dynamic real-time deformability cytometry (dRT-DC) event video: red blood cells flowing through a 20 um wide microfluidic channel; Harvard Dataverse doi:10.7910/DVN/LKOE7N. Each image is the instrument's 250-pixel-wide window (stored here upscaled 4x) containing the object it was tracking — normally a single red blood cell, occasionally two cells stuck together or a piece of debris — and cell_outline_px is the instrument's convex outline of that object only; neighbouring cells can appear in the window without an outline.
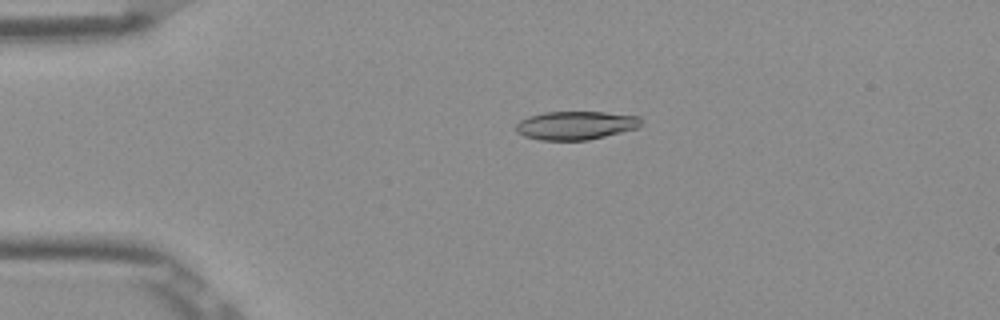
{"species": "Egyptian fruit bat (a non-hibernating species)", "species_latin": "Rousettus aegyptiacus", "temperature_condition": "room temperature", "stored_images_in_passage": 50, "camera_frame_rate_fps": 3000, "um_per_image_px": 0.085, "frame": {"image": 1, "passage_image": 9, "time_ms": 2.667, "image_size_px": [1000, 320], "cell_outline_px": [[640, 128], [588, 140], [540, 140], [524, 136], [516, 132], [516, 124], [520, 120], [528, 116], [544, 112], [604, 112], [640, 116]], "centroid_in_image_um": [48.93, 10.66], "position_along_channel_um": 36.1, "area_um2": 20.87}}
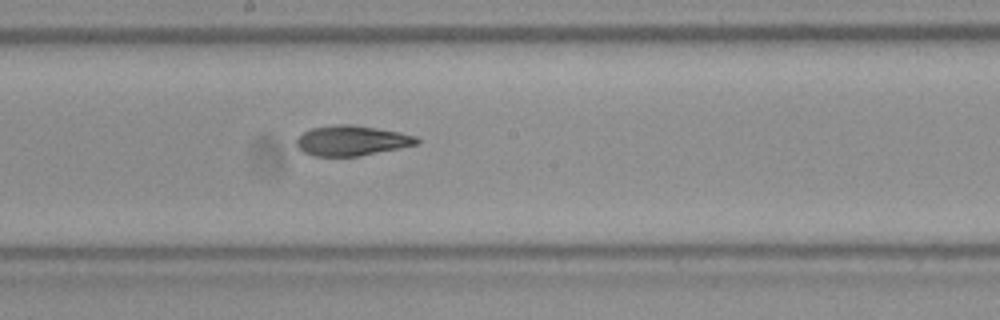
{"frame": {"image": 2, "passage_image": 26, "time_ms": 8.333, "image_size_px": [1000, 320], "cell_outline_px": [[420, 144], [360, 156], [312, 156], [304, 152], [296, 144], [296, 140], [304, 132], [312, 128], [336, 124], [352, 124], [400, 132], [416, 136], [420, 140]], "centroid_in_image_um": [29.93, 11.95], "position_along_channel_um": 218.3, "area_um2": 21.15}}
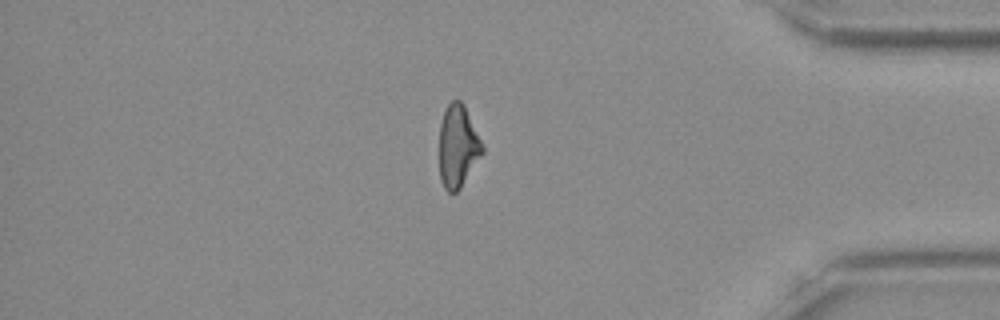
{"frame": {"image": 3, "passage_image": 42, "time_ms": 13.667, "image_size_px": [1000, 320], "cell_outline_px": [[484, 152], [460, 188], [456, 192], [448, 192], [444, 188], [440, 180], [440, 124], [444, 112], [448, 104], [452, 100], [460, 100], [464, 104], [484, 148]], "centroid_in_image_um": [38.91, 12.44], "position_along_channel_um": 396.3, "area_um2": 20.46}, "authors_computed_cell_mechanics": {"area_um2": 21.1837, "velocity_mm_per_s": 3.9071, "shape_relaxation_time_tau1_ms": 6.8656, "shape_relaxation_time_tau2_ms": 3.7947, "deformation_change_tau1": 0.2256, "deformation_change_tau2": 0.1257}}